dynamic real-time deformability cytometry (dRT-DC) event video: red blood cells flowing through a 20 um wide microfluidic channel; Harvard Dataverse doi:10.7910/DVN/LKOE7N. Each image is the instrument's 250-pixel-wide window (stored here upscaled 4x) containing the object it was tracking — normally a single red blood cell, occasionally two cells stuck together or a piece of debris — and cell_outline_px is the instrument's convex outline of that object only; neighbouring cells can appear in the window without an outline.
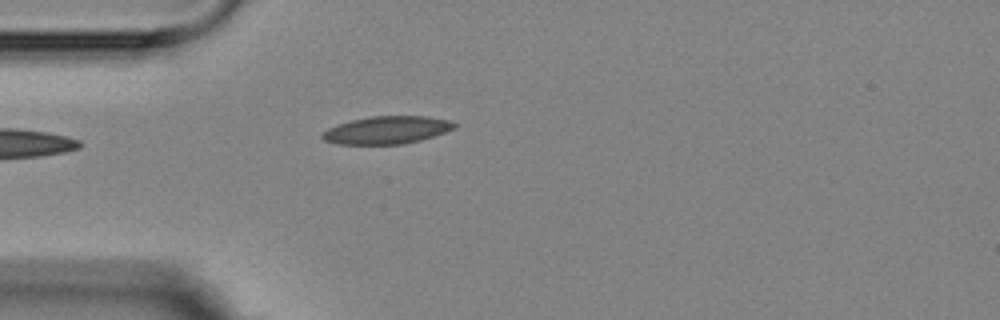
{"species": "Egyptian fruit bat (a non-hibernating species)", "species_latin": "Rousettus aegyptiacus", "temperature_condition": "room temperature", "stored_images_in_passage": 2, "camera_frame_rate_fps": 3000, "um_per_image_px": 0.085, "animal": {"sex": "female"}, "frame": {"image": 1, "passage_image": 2, "time_ms": 1.0, "image_size_px": [1000, 320], "cell_outline_px": [[456, 128], [420, 140], [404, 144], [336, 144], [324, 140], [320, 136], [328, 128], [352, 120], [368, 116], [428, 116], [448, 120], [456, 124]], "centroid_in_image_um": [32.88, 11.05], "position_along_channel_um": 52.1, "area_um2": 21.15}}